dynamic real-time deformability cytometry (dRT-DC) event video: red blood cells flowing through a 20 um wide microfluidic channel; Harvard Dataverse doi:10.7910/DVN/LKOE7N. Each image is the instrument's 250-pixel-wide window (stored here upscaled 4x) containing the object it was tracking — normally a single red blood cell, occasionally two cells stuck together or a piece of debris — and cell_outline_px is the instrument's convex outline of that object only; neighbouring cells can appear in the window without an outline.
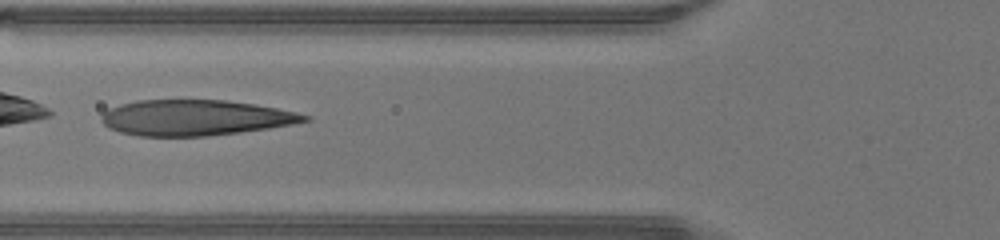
{"species": "human", "species_latin": "Homo sapiens", "temperature_condition": "warm", "stored_images_in_passage": 36, "camera_frame_rate_fps": 3000, "um_per_image_px": 0.085, "donor": {"sex": "male"}, "frame": {"image": 1, "passage_image": 8, "time_ms": 2.333, "image_size_px": [1000, 240], "cell_outline_px": [[312, 120], [292, 124], [268, 128], [240, 132], [208, 136], [140, 136], [120, 132], [108, 128], [100, 120], [100, 116], [108, 108], [120, 104], [136, 100], [224, 100], [252, 104], [276, 108], [296, 112], [312, 116]], "centroid_in_image_um": [16.57, 10.0], "position_along_channel_um": 109.2, "area_um2": 42.25}}
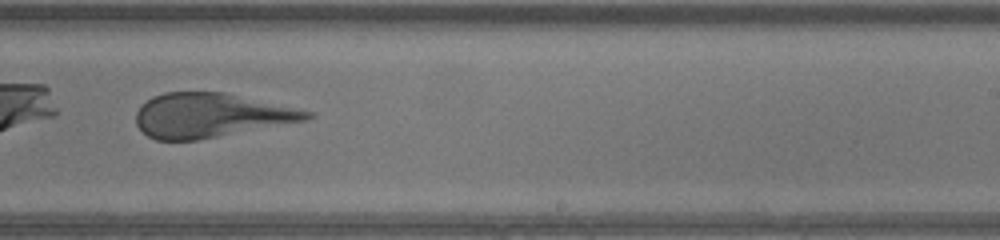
{"frame": {"image": 2, "passage_image": 19, "time_ms": 6.0, "image_size_px": [1000, 240], "cell_outline_px": [[316, 116], [308, 120], [196, 140], [156, 140], [148, 136], [136, 124], [136, 112], [140, 104], [152, 96], [164, 92], [224, 92], [312, 112]], "centroid_in_image_um": [17.86, 9.8], "position_along_channel_um": 271.1, "area_um2": 43.75}}
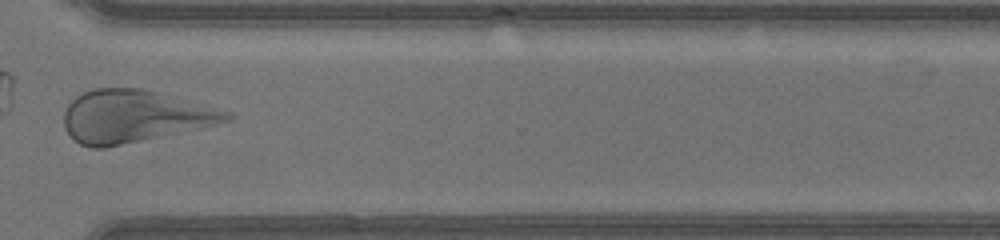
{"frame": {"image": 3, "passage_image": 25, "time_ms": 8.0, "image_size_px": [1000, 240], "cell_outline_px": [[236, 116], [232, 120], [104, 148], [92, 148], [80, 144], [64, 128], [64, 112], [68, 104], [76, 96], [84, 92], [96, 88], [140, 88], [156, 92], [232, 112]], "centroid_in_image_um": [11.37, 9.88], "position_along_channel_um": 359.2, "area_um2": 48.73}}